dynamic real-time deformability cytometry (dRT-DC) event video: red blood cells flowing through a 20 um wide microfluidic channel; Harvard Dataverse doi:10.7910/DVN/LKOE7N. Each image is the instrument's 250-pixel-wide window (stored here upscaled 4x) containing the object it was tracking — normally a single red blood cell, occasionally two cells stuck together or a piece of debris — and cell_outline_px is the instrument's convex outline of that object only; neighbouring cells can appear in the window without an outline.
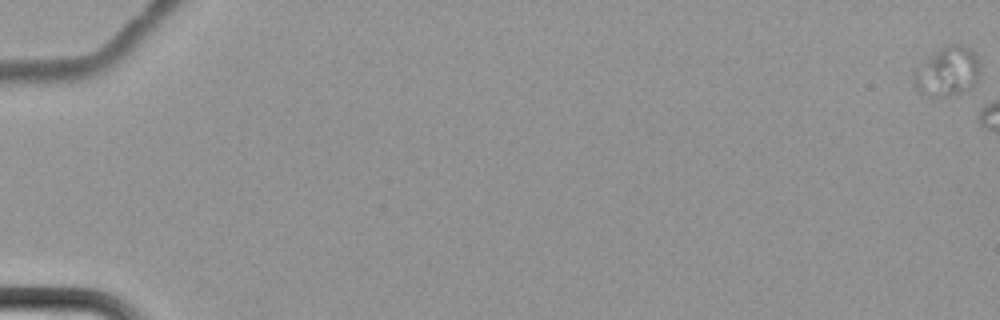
{"species": "common noctule bat (a hibernating species)", "species_latin": "Nyctalus noctula", "temperature_condition": "cold", "stored_images_in_passage": 4, "camera_frame_rate_fps": 3000, "um_per_image_px": 0.085, "animal": {"sex": "female", "body_mass_g": 22.7, "forearm_length_mm": 54.2}, "frame": {"image": 1, "passage_image": 1, "time_ms": 0.0, "image_size_px": [1000, 320], "cell_outline_px": [[980, 72], [972, 88], [968, 92], [948, 96], [928, 96], [920, 92], [916, 88], [912, 76], [916, 68], [944, 44], [964, 44], [972, 48], [980, 64]], "centroid_in_image_um": [80.57, 6.07], "position_along_channel_um": 4.4, "area_um2": 19.42}}